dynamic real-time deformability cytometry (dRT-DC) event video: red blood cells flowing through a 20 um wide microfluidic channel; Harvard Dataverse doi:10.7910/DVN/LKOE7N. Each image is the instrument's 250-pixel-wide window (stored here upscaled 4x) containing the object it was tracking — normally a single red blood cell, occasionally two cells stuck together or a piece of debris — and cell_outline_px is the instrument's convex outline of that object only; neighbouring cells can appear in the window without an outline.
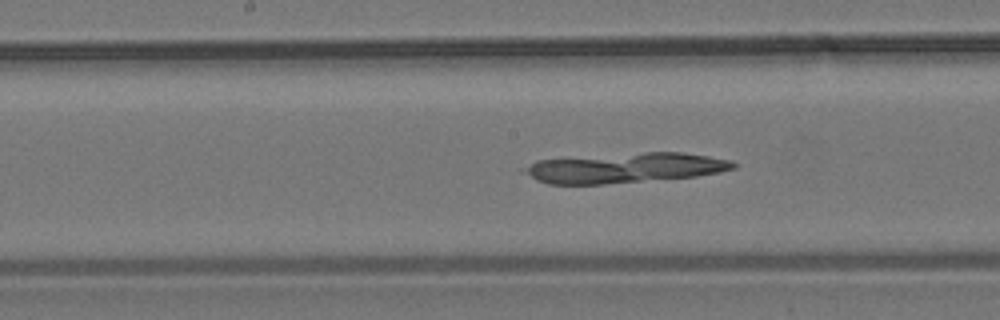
{"species": "common noctule bat (a hibernating species)", "species_latin": "Nyctalus noctula", "temperature_condition": "room temperature", "stored_images_in_passage": 55, "camera_frame_rate_fps": 3000, "um_per_image_px": 0.085, "animal": {"sex": "male", "body_mass_g": 19.2, "forearm_length_mm": 51.8}, "frame": {"image": 1, "passage_image": 27, "time_ms": 8.667, "image_size_px": [1000, 320], "cell_outline_px": [[740, 164], [736, 168], [720, 172], [696, 176], [600, 184], [548, 184], [536, 180], [520, 172], [520, 168], [536, 160], [644, 152], [684, 152], [732, 160]], "centroid_in_image_um": [53.1, 14.26], "position_along_channel_um": 195.1, "area_um2": 36.65}}
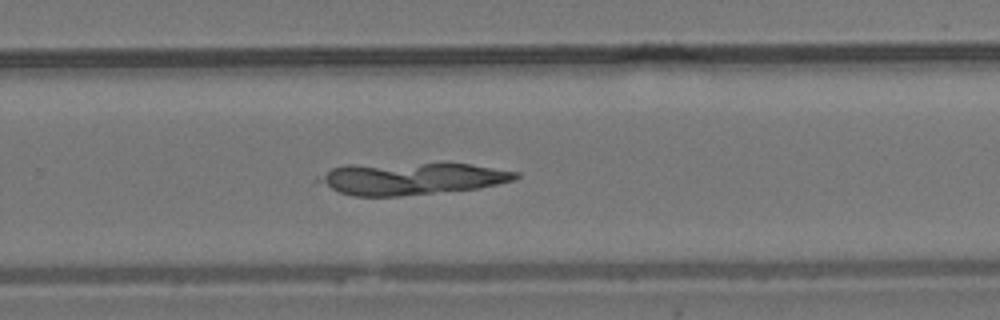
{"frame": {"image": 2, "passage_image": 35, "time_ms": 11.333, "image_size_px": [1000, 320], "cell_outline_px": [[520, 176], [512, 180], [480, 188], [400, 196], [352, 196], [340, 192], [316, 180], [316, 176], [332, 168], [348, 164], [472, 164], [520, 172]], "centroid_in_image_um": [34.96, 15.18], "position_along_channel_um": 294.8, "area_um2": 36.59}}
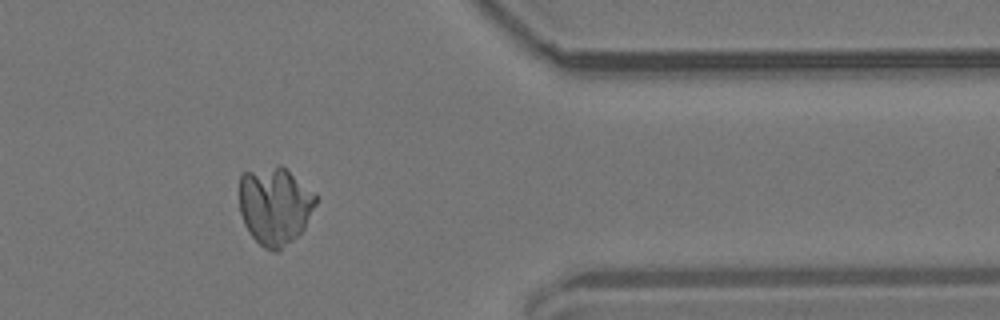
{"frame": {"image": 3, "passage_image": 44, "time_ms": 14.333, "image_size_px": [1000, 320], "cell_outline_px": [[316, 204], [304, 228], [292, 240], [276, 252], [272, 252], [264, 248], [248, 232], [244, 224], [240, 212], [240, 176], [244, 172], [280, 164], [316, 192]], "centroid_in_image_um": [23.36, 17.47], "position_along_channel_um": 388.0, "area_um2": 34.8}}